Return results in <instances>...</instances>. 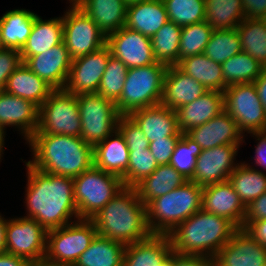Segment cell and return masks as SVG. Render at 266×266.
Segmentation results:
<instances>
[{"label": "cell", "mask_w": 266, "mask_h": 266, "mask_svg": "<svg viewBox=\"0 0 266 266\" xmlns=\"http://www.w3.org/2000/svg\"><path fill=\"white\" fill-rule=\"evenodd\" d=\"M123 266H175L169 235L152 234L143 241L126 245Z\"/></svg>", "instance_id": "obj_22"}, {"label": "cell", "mask_w": 266, "mask_h": 266, "mask_svg": "<svg viewBox=\"0 0 266 266\" xmlns=\"http://www.w3.org/2000/svg\"><path fill=\"white\" fill-rule=\"evenodd\" d=\"M117 129L123 135L128 149L149 148V141L143 131L129 115L119 117Z\"/></svg>", "instance_id": "obj_46"}, {"label": "cell", "mask_w": 266, "mask_h": 266, "mask_svg": "<svg viewBox=\"0 0 266 266\" xmlns=\"http://www.w3.org/2000/svg\"><path fill=\"white\" fill-rule=\"evenodd\" d=\"M238 229L226 217L201 209L168 235L173 252L182 255H202L214 259Z\"/></svg>", "instance_id": "obj_4"}, {"label": "cell", "mask_w": 266, "mask_h": 266, "mask_svg": "<svg viewBox=\"0 0 266 266\" xmlns=\"http://www.w3.org/2000/svg\"><path fill=\"white\" fill-rule=\"evenodd\" d=\"M111 56L110 48L101 49L72 59L65 90L73 95L97 93Z\"/></svg>", "instance_id": "obj_14"}, {"label": "cell", "mask_w": 266, "mask_h": 266, "mask_svg": "<svg viewBox=\"0 0 266 266\" xmlns=\"http://www.w3.org/2000/svg\"><path fill=\"white\" fill-rule=\"evenodd\" d=\"M97 235L95 223L88 219H79L48 230L43 263L51 266H74Z\"/></svg>", "instance_id": "obj_7"}, {"label": "cell", "mask_w": 266, "mask_h": 266, "mask_svg": "<svg viewBox=\"0 0 266 266\" xmlns=\"http://www.w3.org/2000/svg\"><path fill=\"white\" fill-rule=\"evenodd\" d=\"M144 1H147V0H124V4L127 7H129V6L135 5V4L140 3V2H144Z\"/></svg>", "instance_id": "obj_58"}, {"label": "cell", "mask_w": 266, "mask_h": 266, "mask_svg": "<svg viewBox=\"0 0 266 266\" xmlns=\"http://www.w3.org/2000/svg\"><path fill=\"white\" fill-rule=\"evenodd\" d=\"M30 266H51V265H47L45 263H32Z\"/></svg>", "instance_id": "obj_59"}, {"label": "cell", "mask_w": 266, "mask_h": 266, "mask_svg": "<svg viewBox=\"0 0 266 266\" xmlns=\"http://www.w3.org/2000/svg\"><path fill=\"white\" fill-rule=\"evenodd\" d=\"M107 37L125 27L127 6L124 0H73Z\"/></svg>", "instance_id": "obj_26"}, {"label": "cell", "mask_w": 266, "mask_h": 266, "mask_svg": "<svg viewBox=\"0 0 266 266\" xmlns=\"http://www.w3.org/2000/svg\"><path fill=\"white\" fill-rule=\"evenodd\" d=\"M240 52H242V46L236 28L213 30L204 50V54L208 58L219 64H223L229 58Z\"/></svg>", "instance_id": "obj_40"}, {"label": "cell", "mask_w": 266, "mask_h": 266, "mask_svg": "<svg viewBox=\"0 0 266 266\" xmlns=\"http://www.w3.org/2000/svg\"><path fill=\"white\" fill-rule=\"evenodd\" d=\"M5 136H6V134L1 130V128H0V162L2 161V157H3V155L2 154H4V145H5Z\"/></svg>", "instance_id": "obj_57"}, {"label": "cell", "mask_w": 266, "mask_h": 266, "mask_svg": "<svg viewBox=\"0 0 266 266\" xmlns=\"http://www.w3.org/2000/svg\"><path fill=\"white\" fill-rule=\"evenodd\" d=\"M241 145H219L211 149L202 150L197 157L195 173L190 180L197 185L227 181L230 174L236 169V156Z\"/></svg>", "instance_id": "obj_15"}, {"label": "cell", "mask_w": 266, "mask_h": 266, "mask_svg": "<svg viewBox=\"0 0 266 266\" xmlns=\"http://www.w3.org/2000/svg\"><path fill=\"white\" fill-rule=\"evenodd\" d=\"M6 219L0 214V254L6 253Z\"/></svg>", "instance_id": "obj_56"}, {"label": "cell", "mask_w": 266, "mask_h": 266, "mask_svg": "<svg viewBox=\"0 0 266 266\" xmlns=\"http://www.w3.org/2000/svg\"><path fill=\"white\" fill-rule=\"evenodd\" d=\"M94 166L122 177L129 165V149L118 129L93 147Z\"/></svg>", "instance_id": "obj_27"}, {"label": "cell", "mask_w": 266, "mask_h": 266, "mask_svg": "<svg viewBox=\"0 0 266 266\" xmlns=\"http://www.w3.org/2000/svg\"><path fill=\"white\" fill-rule=\"evenodd\" d=\"M224 111V94L220 91L208 90L201 97L176 110L178 128L186 133L200 126Z\"/></svg>", "instance_id": "obj_25"}, {"label": "cell", "mask_w": 266, "mask_h": 266, "mask_svg": "<svg viewBox=\"0 0 266 266\" xmlns=\"http://www.w3.org/2000/svg\"><path fill=\"white\" fill-rule=\"evenodd\" d=\"M203 187L192 181L156 197L146 205L147 224L152 234L168 235L179 224L201 210Z\"/></svg>", "instance_id": "obj_5"}, {"label": "cell", "mask_w": 266, "mask_h": 266, "mask_svg": "<svg viewBox=\"0 0 266 266\" xmlns=\"http://www.w3.org/2000/svg\"><path fill=\"white\" fill-rule=\"evenodd\" d=\"M186 181L170 164H165L159 165L151 175L139 182L134 189L138 198L146 206L151 200L169 193Z\"/></svg>", "instance_id": "obj_32"}, {"label": "cell", "mask_w": 266, "mask_h": 266, "mask_svg": "<svg viewBox=\"0 0 266 266\" xmlns=\"http://www.w3.org/2000/svg\"><path fill=\"white\" fill-rule=\"evenodd\" d=\"M201 209L226 217L238 228L243 227L246 206L229 180L203 186Z\"/></svg>", "instance_id": "obj_18"}, {"label": "cell", "mask_w": 266, "mask_h": 266, "mask_svg": "<svg viewBox=\"0 0 266 266\" xmlns=\"http://www.w3.org/2000/svg\"><path fill=\"white\" fill-rule=\"evenodd\" d=\"M215 266H266V248L239 228L218 251Z\"/></svg>", "instance_id": "obj_19"}, {"label": "cell", "mask_w": 266, "mask_h": 266, "mask_svg": "<svg viewBox=\"0 0 266 266\" xmlns=\"http://www.w3.org/2000/svg\"><path fill=\"white\" fill-rule=\"evenodd\" d=\"M175 266H214V259L202 255H182L175 252Z\"/></svg>", "instance_id": "obj_52"}, {"label": "cell", "mask_w": 266, "mask_h": 266, "mask_svg": "<svg viewBox=\"0 0 266 266\" xmlns=\"http://www.w3.org/2000/svg\"><path fill=\"white\" fill-rule=\"evenodd\" d=\"M250 136L255 137L257 141V145L255 147V156H254V164L260 166L262 172L266 170V129L263 132L257 134H251Z\"/></svg>", "instance_id": "obj_53"}, {"label": "cell", "mask_w": 266, "mask_h": 266, "mask_svg": "<svg viewBox=\"0 0 266 266\" xmlns=\"http://www.w3.org/2000/svg\"><path fill=\"white\" fill-rule=\"evenodd\" d=\"M77 101L81 117L80 137L94 147L117 129L121 114L114 102L97 93L79 94Z\"/></svg>", "instance_id": "obj_10"}, {"label": "cell", "mask_w": 266, "mask_h": 266, "mask_svg": "<svg viewBox=\"0 0 266 266\" xmlns=\"http://www.w3.org/2000/svg\"><path fill=\"white\" fill-rule=\"evenodd\" d=\"M182 27L168 21L151 38L154 58L167 66L179 63V47Z\"/></svg>", "instance_id": "obj_37"}, {"label": "cell", "mask_w": 266, "mask_h": 266, "mask_svg": "<svg viewBox=\"0 0 266 266\" xmlns=\"http://www.w3.org/2000/svg\"><path fill=\"white\" fill-rule=\"evenodd\" d=\"M181 136H171L167 139H159L149 143V150L156 159L158 165L169 164L175 145Z\"/></svg>", "instance_id": "obj_48"}, {"label": "cell", "mask_w": 266, "mask_h": 266, "mask_svg": "<svg viewBox=\"0 0 266 266\" xmlns=\"http://www.w3.org/2000/svg\"><path fill=\"white\" fill-rule=\"evenodd\" d=\"M158 166L149 148L129 149L128 169L121 177L124 187L134 188L139 182L151 175Z\"/></svg>", "instance_id": "obj_44"}, {"label": "cell", "mask_w": 266, "mask_h": 266, "mask_svg": "<svg viewBox=\"0 0 266 266\" xmlns=\"http://www.w3.org/2000/svg\"><path fill=\"white\" fill-rule=\"evenodd\" d=\"M266 219V192L246 207L244 222Z\"/></svg>", "instance_id": "obj_49"}, {"label": "cell", "mask_w": 266, "mask_h": 266, "mask_svg": "<svg viewBox=\"0 0 266 266\" xmlns=\"http://www.w3.org/2000/svg\"><path fill=\"white\" fill-rule=\"evenodd\" d=\"M228 180L246 207L266 192V173L245 161L239 162Z\"/></svg>", "instance_id": "obj_35"}, {"label": "cell", "mask_w": 266, "mask_h": 266, "mask_svg": "<svg viewBox=\"0 0 266 266\" xmlns=\"http://www.w3.org/2000/svg\"><path fill=\"white\" fill-rule=\"evenodd\" d=\"M129 116L141 128L149 143L182 135L178 128L176 111L161 104L134 110Z\"/></svg>", "instance_id": "obj_24"}, {"label": "cell", "mask_w": 266, "mask_h": 266, "mask_svg": "<svg viewBox=\"0 0 266 266\" xmlns=\"http://www.w3.org/2000/svg\"><path fill=\"white\" fill-rule=\"evenodd\" d=\"M25 143L28 163L42 172L75 178L94 165L93 146L81 137L35 132Z\"/></svg>", "instance_id": "obj_2"}, {"label": "cell", "mask_w": 266, "mask_h": 266, "mask_svg": "<svg viewBox=\"0 0 266 266\" xmlns=\"http://www.w3.org/2000/svg\"><path fill=\"white\" fill-rule=\"evenodd\" d=\"M212 32L213 29L209 26L207 21L182 27L179 61L190 56L204 53Z\"/></svg>", "instance_id": "obj_43"}, {"label": "cell", "mask_w": 266, "mask_h": 266, "mask_svg": "<svg viewBox=\"0 0 266 266\" xmlns=\"http://www.w3.org/2000/svg\"><path fill=\"white\" fill-rule=\"evenodd\" d=\"M5 47L2 43V39H1V31H0V51L3 50Z\"/></svg>", "instance_id": "obj_60"}, {"label": "cell", "mask_w": 266, "mask_h": 266, "mask_svg": "<svg viewBox=\"0 0 266 266\" xmlns=\"http://www.w3.org/2000/svg\"><path fill=\"white\" fill-rule=\"evenodd\" d=\"M242 51L266 68V20L244 19L237 27Z\"/></svg>", "instance_id": "obj_38"}, {"label": "cell", "mask_w": 266, "mask_h": 266, "mask_svg": "<svg viewBox=\"0 0 266 266\" xmlns=\"http://www.w3.org/2000/svg\"><path fill=\"white\" fill-rule=\"evenodd\" d=\"M36 132L80 137L81 117L77 95L55 89L39 107Z\"/></svg>", "instance_id": "obj_9"}, {"label": "cell", "mask_w": 266, "mask_h": 266, "mask_svg": "<svg viewBox=\"0 0 266 266\" xmlns=\"http://www.w3.org/2000/svg\"><path fill=\"white\" fill-rule=\"evenodd\" d=\"M223 94L224 110L235 120L243 135L266 129V113L254 82L227 86Z\"/></svg>", "instance_id": "obj_11"}, {"label": "cell", "mask_w": 266, "mask_h": 266, "mask_svg": "<svg viewBox=\"0 0 266 266\" xmlns=\"http://www.w3.org/2000/svg\"><path fill=\"white\" fill-rule=\"evenodd\" d=\"M24 163L27 168L24 217L35 219L47 231L79 220L73 178L42 172L27 161Z\"/></svg>", "instance_id": "obj_1"}, {"label": "cell", "mask_w": 266, "mask_h": 266, "mask_svg": "<svg viewBox=\"0 0 266 266\" xmlns=\"http://www.w3.org/2000/svg\"><path fill=\"white\" fill-rule=\"evenodd\" d=\"M246 19H266V0H242Z\"/></svg>", "instance_id": "obj_50"}, {"label": "cell", "mask_w": 266, "mask_h": 266, "mask_svg": "<svg viewBox=\"0 0 266 266\" xmlns=\"http://www.w3.org/2000/svg\"><path fill=\"white\" fill-rule=\"evenodd\" d=\"M254 84L266 113V68L262 70L261 75L254 81Z\"/></svg>", "instance_id": "obj_55"}, {"label": "cell", "mask_w": 266, "mask_h": 266, "mask_svg": "<svg viewBox=\"0 0 266 266\" xmlns=\"http://www.w3.org/2000/svg\"><path fill=\"white\" fill-rule=\"evenodd\" d=\"M244 19L242 0H205V21L213 30L235 29Z\"/></svg>", "instance_id": "obj_36"}, {"label": "cell", "mask_w": 266, "mask_h": 266, "mask_svg": "<svg viewBox=\"0 0 266 266\" xmlns=\"http://www.w3.org/2000/svg\"><path fill=\"white\" fill-rule=\"evenodd\" d=\"M99 236L125 246L149 238L146 206L134 188L124 187L91 219Z\"/></svg>", "instance_id": "obj_3"}, {"label": "cell", "mask_w": 266, "mask_h": 266, "mask_svg": "<svg viewBox=\"0 0 266 266\" xmlns=\"http://www.w3.org/2000/svg\"><path fill=\"white\" fill-rule=\"evenodd\" d=\"M128 67L112 55L108 59L97 94L116 103L120 98Z\"/></svg>", "instance_id": "obj_45"}, {"label": "cell", "mask_w": 266, "mask_h": 266, "mask_svg": "<svg viewBox=\"0 0 266 266\" xmlns=\"http://www.w3.org/2000/svg\"><path fill=\"white\" fill-rule=\"evenodd\" d=\"M64 12L63 42L72 59L95 52L106 45L99 26L73 1Z\"/></svg>", "instance_id": "obj_12"}, {"label": "cell", "mask_w": 266, "mask_h": 266, "mask_svg": "<svg viewBox=\"0 0 266 266\" xmlns=\"http://www.w3.org/2000/svg\"><path fill=\"white\" fill-rule=\"evenodd\" d=\"M31 263L24 257L9 253L0 254V266H30Z\"/></svg>", "instance_id": "obj_54"}, {"label": "cell", "mask_w": 266, "mask_h": 266, "mask_svg": "<svg viewBox=\"0 0 266 266\" xmlns=\"http://www.w3.org/2000/svg\"><path fill=\"white\" fill-rule=\"evenodd\" d=\"M37 15L23 8L6 11L0 17L1 39L4 47L21 50L27 43Z\"/></svg>", "instance_id": "obj_31"}, {"label": "cell", "mask_w": 266, "mask_h": 266, "mask_svg": "<svg viewBox=\"0 0 266 266\" xmlns=\"http://www.w3.org/2000/svg\"><path fill=\"white\" fill-rule=\"evenodd\" d=\"M207 91L208 89L203 84L183 72L177 65L168 66L160 104L176 111Z\"/></svg>", "instance_id": "obj_23"}, {"label": "cell", "mask_w": 266, "mask_h": 266, "mask_svg": "<svg viewBox=\"0 0 266 266\" xmlns=\"http://www.w3.org/2000/svg\"><path fill=\"white\" fill-rule=\"evenodd\" d=\"M263 69L256 59L243 51L222 64L223 79L227 86L252 83L261 75Z\"/></svg>", "instance_id": "obj_39"}, {"label": "cell", "mask_w": 266, "mask_h": 266, "mask_svg": "<svg viewBox=\"0 0 266 266\" xmlns=\"http://www.w3.org/2000/svg\"><path fill=\"white\" fill-rule=\"evenodd\" d=\"M4 90L40 107L54 89L23 63L9 76Z\"/></svg>", "instance_id": "obj_30"}, {"label": "cell", "mask_w": 266, "mask_h": 266, "mask_svg": "<svg viewBox=\"0 0 266 266\" xmlns=\"http://www.w3.org/2000/svg\"><path fill=\"white\" fill-rule=\"evenodd\" d=\"M202 148L186 133H182L177 141L169 164L187 181L193 178L197 157Z\"/></svg>", "instance_id": "obj_41"}, {"label": "cell", "mask_w": 266, "mask_h": 266, "mask_svg": "<svg viewBox=\"0 0 266 266\" xmlns=\"http://www.w3.org/2000/svg\"><path fill=\"white\" fill-rule=\"evenodd\" d=\"M186 134L193 139L202 150L219 145H242L243 133L235 120L224 110L210 121L192 128Z\"/></svg>", "instance_id": "obj_21"}, {"label": "cell", "mask_w": 266, "mask_h": 266, "mask_svg": "<svg viewBox=\"0 0 266 266\" xmlns=\"http://www.w3.org/2000/svg\"><path fill=\"white\" fill-rule=\"evenodd\" d=\"M63 42V18L43 20L35 17L27 43L20 50L23 63L31 56L43 53Z\"/></svg>", "instance_id": "obj_29"}, {"label": "cell", "mask_w": 266, "mask_h": 266, "mask_svg": "<svg viewBox=\"0 0 266 266\" xmlns=\"http://www.w3.org/2000/svg\"><path fill=\"white\" fill-rule=\"evenodd\" d=\"M23 64L20 50L4 48L0 51V91L5 89L9 76Z\"/></svg>", "instance_id": "obj_47"}, {"label": "cell", "mask_w": 266, "mask_h": 266, "mask_svg": "<svg viewBox=\"0 0 266 266\" xmlns=\"http://www.w3.org/2000/svg\"><path fill=\"white\" fill-rule=\"evenodd\" d=\"M177 66L208 90L223 92L227 87L223 79L222 64L211 60L204 53L184 58Z\"/></svg>", "instance_id": "obj_34"}, {"label": "cell", "mask_w": 266, "mask_h": 266, "mask_svg": "<svg viewBox=\"0 0 266 266\" xmlns=\"http://www.w3.org/2000/svg\"><path fill=\"white\" fill-rule=\"evenodd\" d=\"M24 64L54 90L64 89L72 58L62 42L43 53L29 57Z\"/></svg>", "instance_id": "obj_20"}, {"label": "cell", "mask_w": 266, "mask_h": 266, "mask_svg": "<svg viewBox=\"0 0 266 266\" xmlns=\"http://www.w3.org/2000/svg\"><path fill=\"white\" fill-rule=\"evenodd\" d=\"M6 252L24 257L31 264L43 263L46 254L47 230L35 219H6Z\"/></svg>", "instance_id": "obj_13"}, {"label": "cell", "mask_w": 266, "mask_h": 266, "mask_svg": "<svg viewBox=\"0 0 266 266\" xmlns=\"http://www.w3.org/2000/svg\"><path fill=\"white\" fill-rule=\"evenodd\" d=\"M244 229L254 240L266 248V219L244 222Z\"/></svg>", "instance_id": "obj_51"}, {"label": "cell", "mask_w": 266, "mask_h": 266, "mask_svg": "<svg viewBox=\"0 0 266 266\" xmlns=\"http://www.w3.org/2000/svg\"><path fill=\"white\" fill-rule=\"evenodd\" d=\"M170 22L180 27L205 21V0H163Z\"/></svg>", "instance_id": "obj_42"}, {"label": "cell", "mask_w": 266, "mask_h": 266, "mask_svg": "<svg viewBox=\"0 0 266 266\" xmlns=\"http://www.w3.org/2000/svg\"><path fill=\"white\" fill-rule=\"evenodd\" d=\"M79 219L91 220L123 188L122 178L94 165L73 178Z\"/></svg>", "instance_id": "obj_8"}, {"label": "cell", "mask_w": 266, "mask_h": 266, "mask_svg": "<svg viewBox=\"0 0 266 266\" xmlns=\"http://www.w3.org/2000/svg\"><path fill=\"white\" fill-rule=\"evenodd\" d=\"M126 246L97 235L74 266H123Z\"/></svg>", "instance_id": "obj_33"}, {"label": "cell", "mask_w": 266, "mask_h": 266, "mask_svg": "<svg viewBox=\"0 0 266 266\" xmlns=\"http://www.w3.org/2000/svg\"><path fill=\"white\" fill-rule=\"evenodd\" d=\"M168 21L163 0H147L127 7L125 27L152 38Z\"/></svg>", "instance_id": "obj_28"}, {"label": "cell", "mask_w": 266, "mask_h": 266, "mask_svg": "<svg viewBox=\"0 0 266 266\" xmlns=\"http://www.w3.org/2000/svg\"><path fill=\"white\" fill-rule=\"evenodd\" d=\"M106 45L111 55L121 60L128 68L156 63L151 38L138 31L123 27L107 36Z\"/></svg>", "instance_id": "obj_16"}, {"label": "cell", "mask_w": 266, "mask_h": 266, "mask_svg": "<svg viewBox=\"0 0 266 266\" xmlns=\"http://www.w3.org/2000/svg\"><path fill=\"white\" fill-rule=\"evenodd\" d=\"M167 68L160 62L129 68L122 94L115 103L119 113L129 115L134 110L160 104Z\"/></svg>", "instance_id": "obj_6"}, {"label": "cell", "mask_w": 266, "mask_h": 266, "mask_svg": "<svg viewBox=\"0 0 266 266\" xmlns=\"http://www.w3.org/2000/svg\"><path fill=\"white\" fill-rule=\"evenodd\" d=\"M39 107L5 90L0 91V128L6 134L7 127H15L27 141L38 127Z\"/></svg>", "instance_id": "obj_17"}]
</instances>
